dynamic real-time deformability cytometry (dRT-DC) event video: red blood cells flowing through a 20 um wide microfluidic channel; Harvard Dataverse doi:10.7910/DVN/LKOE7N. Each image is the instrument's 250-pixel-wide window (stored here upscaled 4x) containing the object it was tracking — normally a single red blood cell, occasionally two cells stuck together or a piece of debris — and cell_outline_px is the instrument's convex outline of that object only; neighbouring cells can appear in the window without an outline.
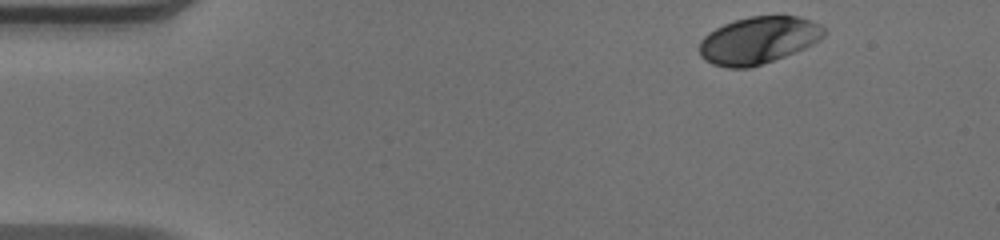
{"species": "human", "species_latin": "Homo sapiens", "temperature_condition": "warm", "stored_images_in_passage": 45, "camera_frame_rate_fps": 3000, "um_per_image_px": 0.085, "donor": {"sex": "male"}, "frame": {"image": 1, "passage_image": 1, "time_ms": 0.0, "image_size_px": [1000, 240], "cell_outline_px": [[828, 32], [820, 40], [804, 48], [784, 56], [748, 68], [728, 68], [712, 64], [704, 60], [700, 56], [700, 40], [708, 32], [724, 24], [748, 16], [796, 16], [820, 24]], "centroid_in_image_um": [64.45, 3.42], "position_along_channel_um": 20.6, "area_um2": 34.1}}
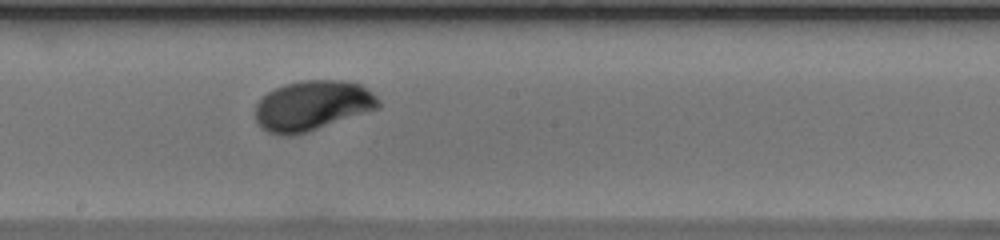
{"frame": {"image": 2, "passage_image": 23, "time_ms": 7.333, "image_size_px": [1000, 240], "cell_outline_px": [[380, 108], [308, 132], [292, 136], [288, 136], [268, 132], [260, 128], [256, 120], [256, 104], [268, 92], [284, 84], [304, 80], [344, 80], [360, 84], [368, 88], [380, 100]], "centroid_in_image_um": [26.58, 8.98], "position_along_channel_um": 221.6, "area_um2": 36.07}}
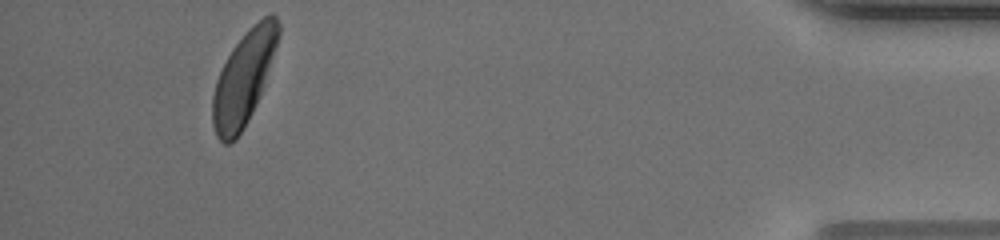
{"frame": {"image": 3, "passage_image": 42, "time_ms": 13.667, "image_size_px": [1000, 240], "cell_outline_px": [[280, 32], [260, 96], [244, 128], [236, 140], [228, 144], [224, 144], [216, 136], [212, 124], [212, 96], [216, 80], [232, 48], [248, 28], [264, 16], [272, 12], [276, 16], [280, 24]], "centroid_in_image_um": [20.7, 6.66], "position_along_channel_um": 414.5, "area_um2": 35.49}, "authors_computed_cell_mechanics": {"area_um2": 35.0268, "velocity_mm_per_s": 4.0585, "shape_relaxation_time_tau1_ms": 2.7775, "shape_relaxation_time_tau2_ms": null, "deformation_change_tau1": 0.161, "deformation_change_tau2": null}}